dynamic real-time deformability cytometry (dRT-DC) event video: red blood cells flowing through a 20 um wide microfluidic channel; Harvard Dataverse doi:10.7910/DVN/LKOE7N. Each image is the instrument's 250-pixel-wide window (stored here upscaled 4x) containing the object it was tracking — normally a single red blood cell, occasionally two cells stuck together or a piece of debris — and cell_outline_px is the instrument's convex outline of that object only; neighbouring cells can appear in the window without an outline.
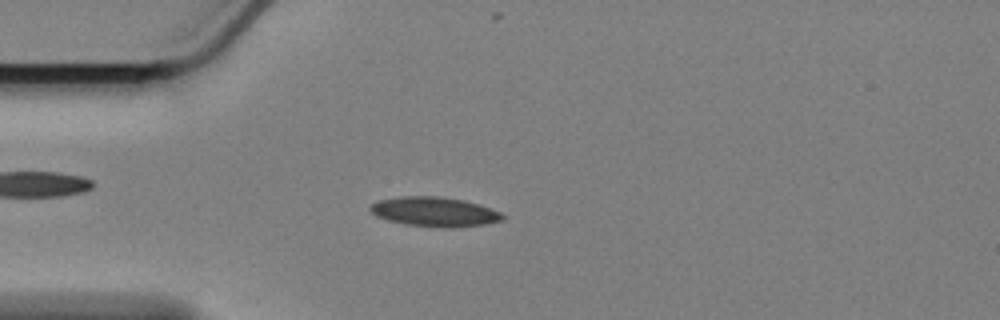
{"species": "Egyptian fruit bat (a non-hibernating species)", "species_latin": "Rousettus aegyptiacus", "temperature_condition": "cold", "stored_images_in_passage": 51, "camera_frame_rate_fps": 3000, "um_per_image_px": 0.085, "animal": {"sex": "female"}, "frame": {"image": 1, "passage_image": 7, "time_ms": 2.0, "image_size_px": [1000, 320], "cell_outline_px": [[504, 216], [500, 220], [488, 224], [448, 228], [404, 224], [388, 220], [376, 216], [368, 208], [376, 200], [400, 196], [440, 196], [464, 200], [480, 204], [500, 212]], "centroid_in_image_um": [36.91, 17.99], "position_along_channel_um": 48.1, "area_um2": 22.83}}
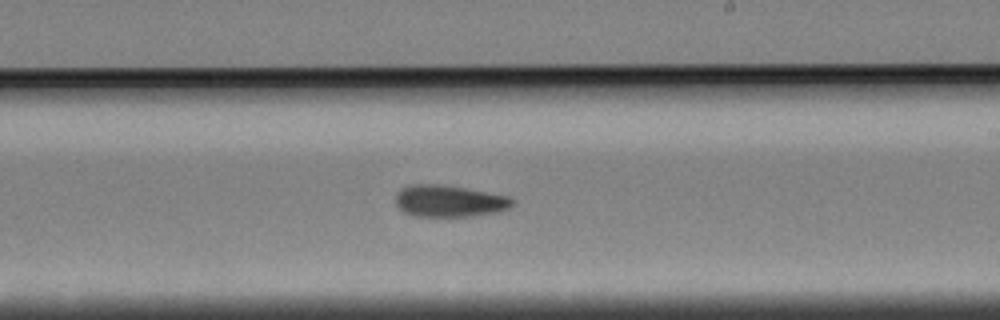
{"frame": {"image": 2, "passage_image": 26, "time_ms": 8.333, "image_size_px": [1000, 320], "cell_outline_px": [[512, 204], [508, 208], [496, 212], [468, 216], [412, 216], [404, 212], [396, 204], [396, 192], [400, 188], [412, 184], [440, 184], [464, 188], [508, 196], [512, 200]], "centroid_in_image_um": [38.11, 17.08], "position_along_channel_um": 250.9, "area_um2": 21.39}}
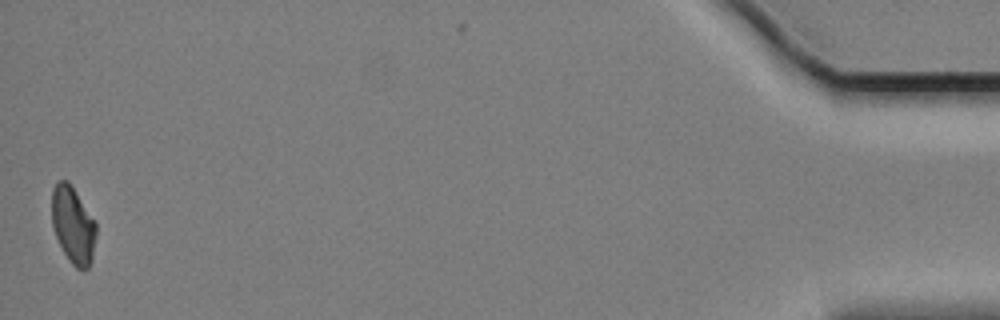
{"frame": {"image": 3, "passage_image": 50, "time_ms": 16.333, "image_size_px": [1000, 320], "cell_outline_px": [[96, 236], [92, 260], [88, 268], [84, 272], [76, 268], [68, 260], [56, 236], [52, 224], [52, 188], [60, 180], [68, 180], [96, 224]], "centroid_in_image_um": [6.21, 19.17], "position_along_channel_um": 429.0, "area_um2": 19.71}, "authors_computed_cell_mechanics": {"area_um2": 21.2126, "velocity_mm_per_s": 3.374, "shape_relaxation_time_tau1_ms": null, "shape_relaxation_time_tau2_ms": 10.5239, "deformation_change_tau1": null, "deformation_change_tau2": 0.157}}